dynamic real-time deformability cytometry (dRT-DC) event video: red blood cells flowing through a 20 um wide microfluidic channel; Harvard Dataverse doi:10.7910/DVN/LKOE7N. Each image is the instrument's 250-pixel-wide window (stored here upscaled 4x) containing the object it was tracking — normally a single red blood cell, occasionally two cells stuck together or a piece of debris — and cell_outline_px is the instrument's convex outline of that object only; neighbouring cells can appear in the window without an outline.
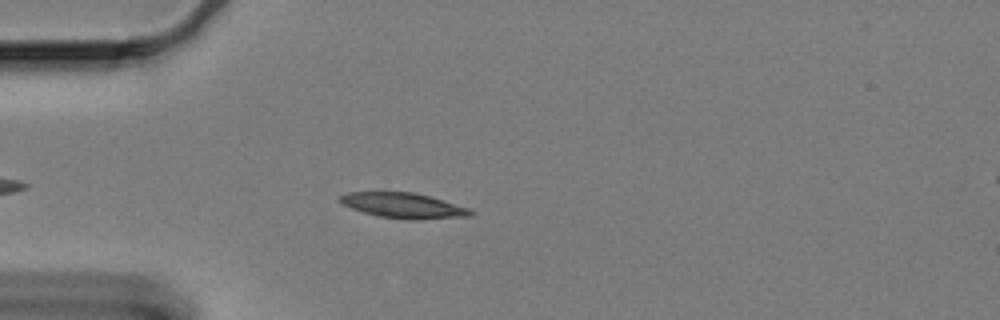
{"species": "Egyptian fruit bat (a non-hibernating species)", "species_latin": "Rousettus aegyptiacus", "temperature_condition": "cold", "stored_images_in_passage": 50, "camera_frame_rate_fps": 3000, "um_per_image_px": 0.085, "animal": {"sex": "female"}, "frame": {"image": 1, "passage_image": 9, "time_ms": 2.667, "image_size_px": [1000, 320], "cell_outline_px": [[476, 212], [472, 216], [416, 220], [412, 220], [380, 216], [364, 212], [352, 208], [336, 200], [340, 196], [348, 192], [412, 192], [428, 196], [468, 208]], "centroid_in_image_um": [34.3, 17.47], "position_along_channel_um": 50.7, "area_um2": 19.02}}
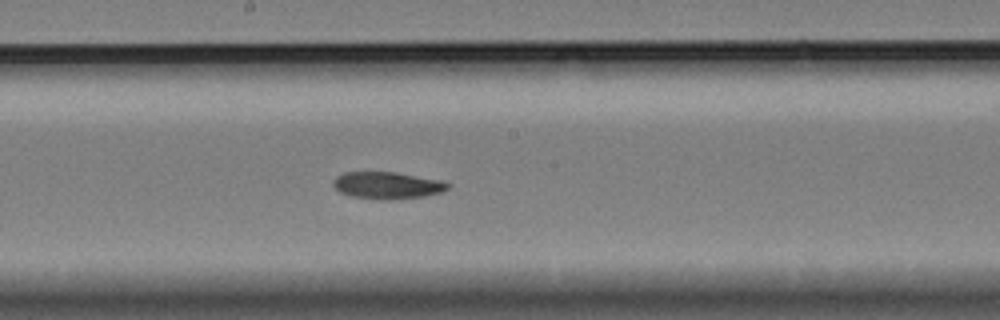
{"frame": {"image": 2, "passage_image": 25, "time_ms": 8.0, "image_size_px": [1000, 320], "cell_outline_px": [[448, 188], [440, 192], [424, 196], [392, 200], [380, 200], [352, 196], [340, 192], [332, 184], [332, 180], [336, 176], [344, 172], [396, 172], [440, 180], [448, 184]], "centroid_in_image_um": [32.87, 15.75], "position_along_channel_um": 215.3, "area_um2": 17.98}}
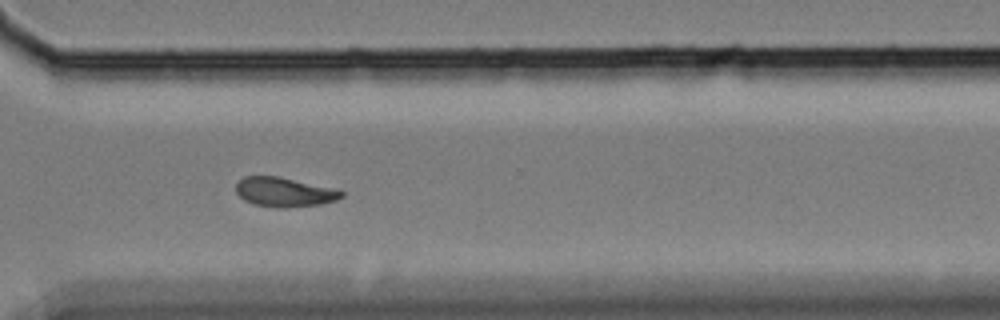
{"frame": {"image": 3, "passage_image": 37, "time_ms": 12.0, "image_size_px": [1000, 320], "cell_outline_px": [[344, 196], [336, 200], [320, 204], [280, 208], [252, 204], [244, 200], [236, 192], [236, 180], [244, 176], [280, 176], [340, 188], [344, 192]], "centroid_in_image_um": [24.2, 16.3], "position_along_channel_um": 346.4, "area_um2": 18.55}, "authors_computed_cell_mechanics": {"area_um2": 18.3226, "velocity_mm_per_s": 3.2834, "shape_relaxation_time_tau1_ms": 10.6084, "shape_relaxation_time_tau2_ms": null, "deformation_change_tau1": 0.1926, "deformation_change_tau2": null}}